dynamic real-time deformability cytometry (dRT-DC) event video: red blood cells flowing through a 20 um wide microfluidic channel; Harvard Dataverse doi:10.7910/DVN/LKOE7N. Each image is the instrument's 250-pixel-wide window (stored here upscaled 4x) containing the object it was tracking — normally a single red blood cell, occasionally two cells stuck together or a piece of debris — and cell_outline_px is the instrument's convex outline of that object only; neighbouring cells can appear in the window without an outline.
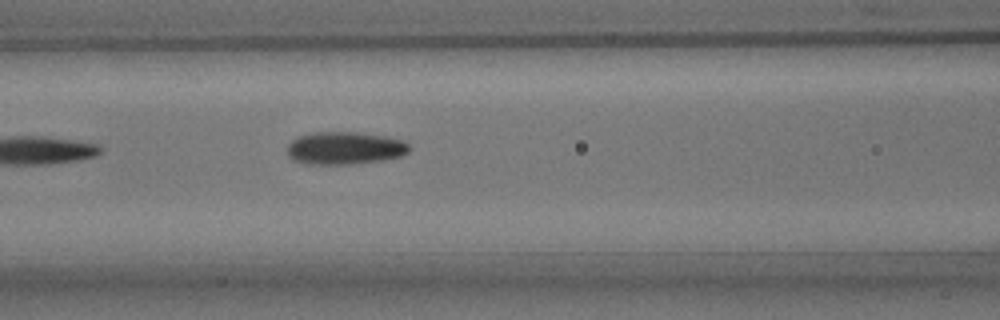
{"species": "common noctule bat (a hibernating species)", "species_latin": "Nyctalus noctula", "temperature_condition": "room temperature", "stored_images_in_passage": 6, "camera_frame_rate_fps": 3000, "um_per_image_px": 0.085, "animal": {"sex": "male", "body_mass_g": 15.6}, "frame": {"image": 1, "passage_image": 6, "time_ms": 6.667, "image_size_px": [1000, 320], "cell_outline_px": [[412, 148], [408, 152], [400, 156], [384, 160], [352, 164], [304, 164], [292, 160], [288, 156], [288, 144], [292, 140], [300, 136], [316, 132], [356, 132], [384, 136], [404, 140]], "centroid_in_image_um": [29.32, 12.6], "position_along_channel_um": 137.3, "area_um2": 23.35}}